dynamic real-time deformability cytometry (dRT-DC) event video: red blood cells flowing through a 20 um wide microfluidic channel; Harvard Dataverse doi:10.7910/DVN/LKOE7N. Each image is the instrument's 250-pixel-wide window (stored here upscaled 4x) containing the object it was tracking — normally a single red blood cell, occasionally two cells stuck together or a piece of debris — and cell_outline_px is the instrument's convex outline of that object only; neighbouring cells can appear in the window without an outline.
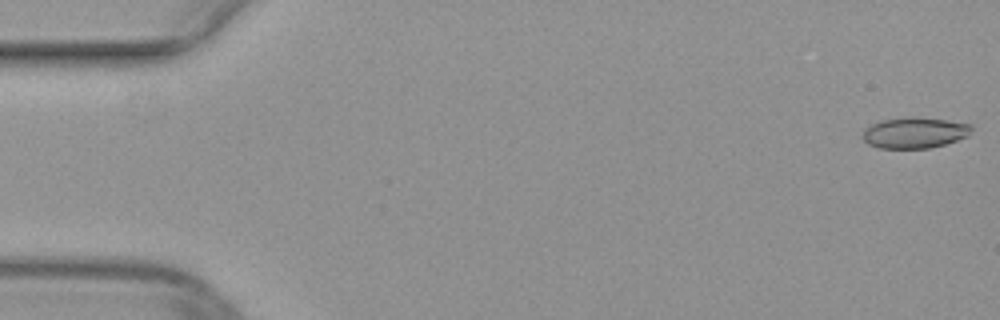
{"species": "common noctule bat (a hibernating species)", "species_latin": "Nyctalus noctula", "temperature_condition": "warm", "stored_images_in_passage": 50, "camera_frame_rate_fps": 3000, "um_per_image_px": 0.085, "animal": {"sex": "female", "body_mass_g": 29.2, "forearm_length_mm": 56.3}, "frame": {"image": 1, "passage_image": 1, "time_ms": 0.0, "image_size_px": [1000, 320], "cell_outline_px": [[972, 128], [968, 136], [944, 144], [928, 148], [880, 148], [868, 144], [864, 140], [864, 128], [880, 120], [912, 116], [944, 120], [972, 124]], "centroid_in_image_um": [77.73, 11.27], "position_along_channel_um": 7.3, "area_um2": 19.48}}
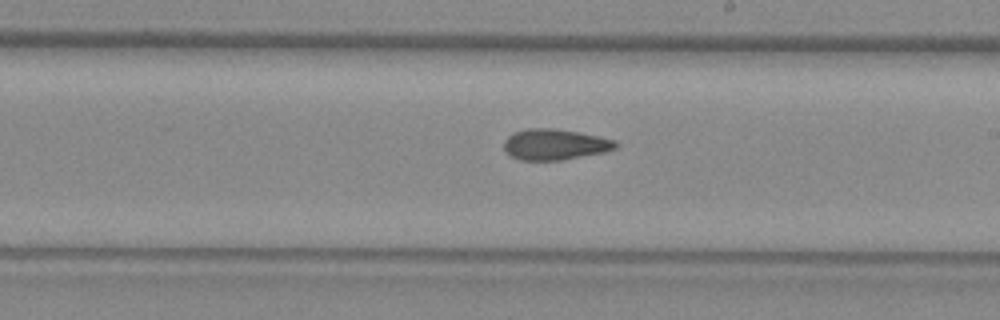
{"frame": {"image": 2, "passage_image": 29, "time_ms": 9.333, "image_size_px": [1000, 320], "cell_outline_px": [[620, 144], [616, 148], [604, 152], [560, 160], [520, 160], [512, 156], [504, 148], [504, 140], [512, 132], [528, 128], [556, 128], [580, 132], [616, 140]], "centroid_in_image_um": [47.18, 12.26], "position_along_channel_um": 241.8, "area_um2": 20.17}}
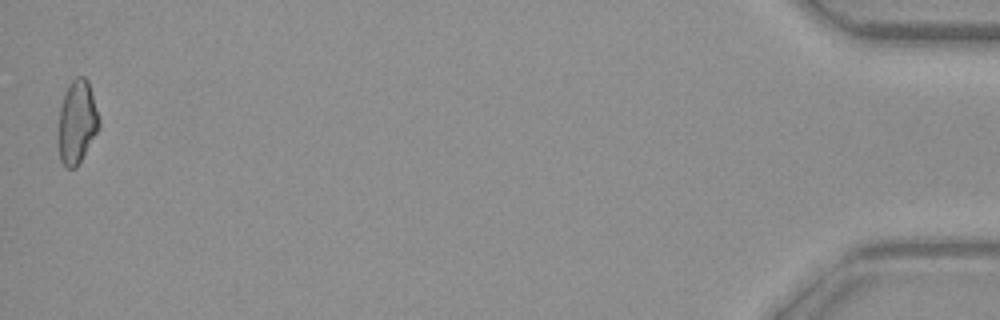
{"frame": {"image": 3, "passage_image": 50, "time_ms": 16.333, "image_size_px": [1000, 320], "cell_outline_px": [[100, 128], [76, 168], [68, 168], [60, 160], [56, 140], [60, 108], [68, 84], [76, 76], [84, 76], [88, 80], [100, 120]], "centroid_in_image_um": [6.53, 10.39], "position_along_channel_um": 428.7, "area_um2": 20.11}}